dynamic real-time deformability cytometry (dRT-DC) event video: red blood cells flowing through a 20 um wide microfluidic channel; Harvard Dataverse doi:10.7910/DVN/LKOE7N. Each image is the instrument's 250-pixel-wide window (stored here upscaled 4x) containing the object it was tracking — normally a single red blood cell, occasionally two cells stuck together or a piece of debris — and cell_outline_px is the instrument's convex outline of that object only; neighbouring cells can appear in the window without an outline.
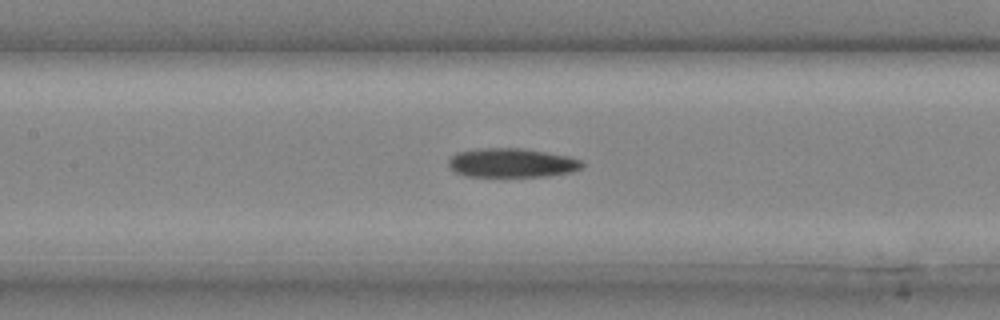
{"species": "common noctule bat (a hibernating species)", "species_latin": "Nyctalus noctula", "temperature_condition": "cold", "stored_images_in_passage": 29, "camera_frame_rate_fps": 3000, "um_per_image_px": 0.085, "animal": {"sex": "male", "body_mass_g": 20.4}, "frame": {"image": 1, "passage_image": 14, "time_ms": 4.333, "image_size_px": [1000, 320], "cell_outline_px": [[584, 168], [572, 172], [544, 176], [464, 176], [456, 172], [448, 164], [448, 160], [456, 152], [484, 148], [520, 148], [568, 156], [584, 160]], "centroid_in_image_um": [43.54, 13.84], "position_along_channel_um": 163.9, "area_um2": 22.6}}
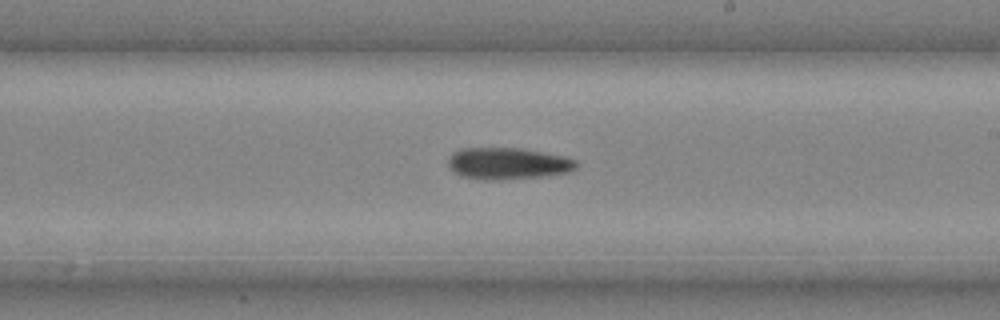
{"frame": {"image": 2, "passage_image": 18, "time_ms": 5.667, "image_size_px": [1000, 320], "cell_outline_px": [[580, 164], [576, 168], [568, 172], [540, 176], [492, 180], [484, 180], [460, 176], [448, 168], [448, 156], [452, 152], [460, 148], [520, 148], [564, 156], [576, 160]], "centroid_in_image_um": [43.12, 13.89], "position_along_channel_um": 245.9, "area_um2": 23.76}}
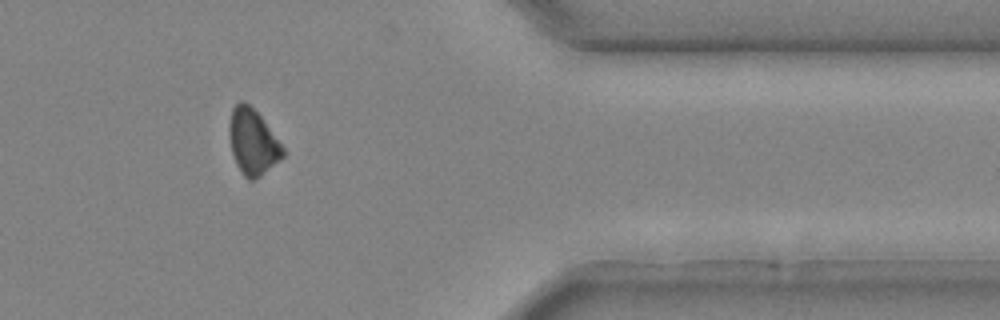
{"frame": {"image": 3, "passage_image": 26, "time_ms": 8.333, "image_size_px": [1000, 320], "cell_outline_px": [[288, 152], [280, 160], [260, 176], [252, 180], [248, 180], [244, 176], [236, 164], [232, 152], [228, 136], [228, 132], [232, 108], [240, 100], [244, 100], [260, 116]], "centroid_in_image_um": [21.49, 12.07], "position_along_channel_um": 389.9, "area_um2": 20.52}}